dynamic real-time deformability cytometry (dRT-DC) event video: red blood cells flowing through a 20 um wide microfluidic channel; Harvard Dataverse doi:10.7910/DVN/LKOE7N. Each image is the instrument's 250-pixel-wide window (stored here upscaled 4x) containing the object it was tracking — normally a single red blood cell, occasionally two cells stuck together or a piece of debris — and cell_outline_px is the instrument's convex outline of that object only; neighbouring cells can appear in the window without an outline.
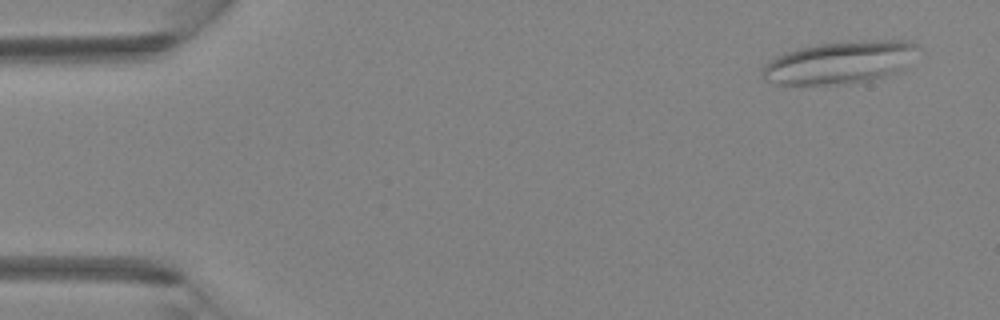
{"species": "Egyptian fruit bat (a non-hibernating species)", "species_latin": "Rousettus aegyptiacus", "temperature_condition": "room temperature", "stored_images_in_passage": 4, "camera_frame_rate_fps": 3000, "um_per_image_px": 0.085, "animal": {"sex": "female"}, "frame": {"image": 1, "passage_image": 1, "time_ms": 0.0, "image_size_px": [1000, 320], "cell_outline_px": [[920, 48], [904, 68], [900, 72], [872, 80], [848, 84], [776, 84], [764, 80], [760, 76], [760, 72], [764, 64], [768, 60], [776, 56], [800, 48], [816, 44], [872, 40], [912, 40]], "centroid_in_image_um": [71.39, 5.31], "position_along_channel_um": 13.6, "area_um2": 38.84}}